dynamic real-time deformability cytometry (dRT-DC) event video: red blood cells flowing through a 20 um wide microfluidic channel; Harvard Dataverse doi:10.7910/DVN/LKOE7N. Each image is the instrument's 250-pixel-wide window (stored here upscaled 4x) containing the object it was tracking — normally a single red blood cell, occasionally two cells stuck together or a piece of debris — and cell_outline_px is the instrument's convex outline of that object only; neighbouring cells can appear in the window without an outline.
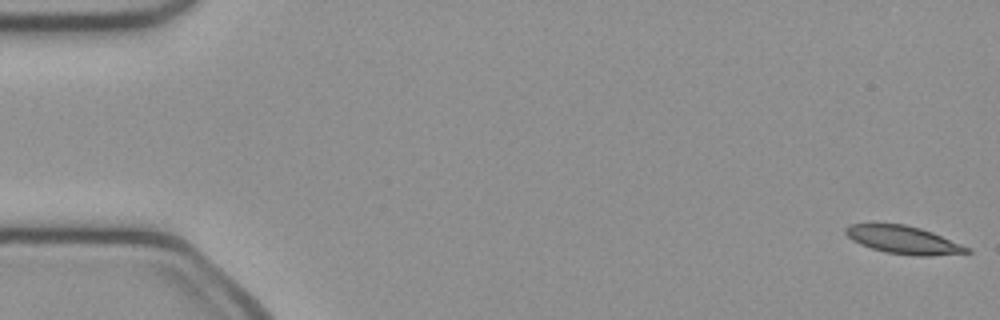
{"species": "common noctule bat (a hibernating species)", "species_latin": "Nyctalus noctula", "temperature_condition": "cold", "stored_images_in_passage": 51, "camera_frame_rate_fps": 3000, "um_per_image_px": 0.085, "animal": {"sex": "female", "body_mass_g": 21.9}, "frame": {"image": 1, "passage_image": 1, "time_ms": 0.0, "image_size_px": [1000, 320], "cell_outline_px": [[972, 252], [932, 256], [916, 256], [884, 252], [860, 244], [852, 240], [844, 232], [844, 228], [848, 224], [904, 224], [920, 228], [932, 232], [968, 248]], "centroid_in_image_um": [76.74, 20.39], "position_along_channel_um": 8.3, "area_um2": 19.48}}
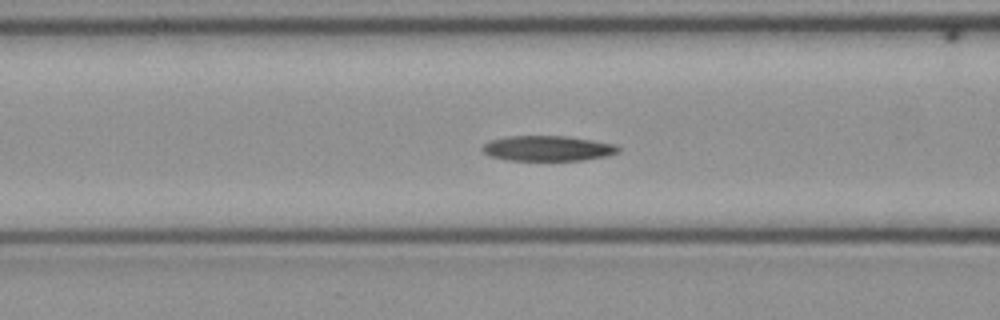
{"frame": {"image": 2, "passage_image": 20, "time_ms": 6.333, "image_size_px": [1000, 320], "cell_outline_px": [[620, 152], [608, 156], [584, 160], [508, 160], [488, 156], [480, 148], [488, 140], [508, 136], [568, 136], [616, 144], [620, 148]], "centroid_in_image_um": [46.56, 12.61], "position_along_channel_um": 120.0, "area_um2": 20.23}}
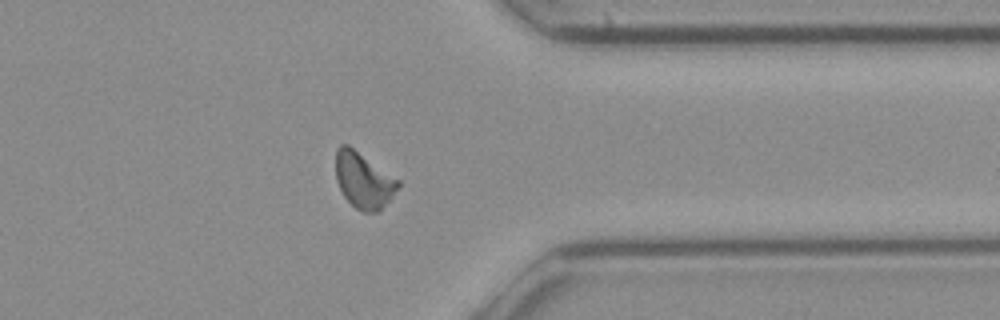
{"frame": {"image": 3, "passage_image": 40, "time_ms": 13.0, "image_size_px": [1000, 320], "cell_outline_px": [[400, 184], [392, 196], [380, 212], [364, 212], [356, 208], [344, 196], [336, 180], [336, 148], [340, 144], [348, 144], [400, 180]], "centroid_in_image_um": [30.9, 15.31], "position_along_channel_um": 380.5, "area_um2": 20.29}, "authors_computed_cell_mechanics": {"area_um2": 20.23, "velocity_mm_per_s": 4.0388, "shape_relaxation_time_tau1_ms": 5.8996, "shape_relaxation_time_tau2_ms": 10.4161, "deformation_change_tau1": 0.157, "deformation_change_tau2": 0.2071}}